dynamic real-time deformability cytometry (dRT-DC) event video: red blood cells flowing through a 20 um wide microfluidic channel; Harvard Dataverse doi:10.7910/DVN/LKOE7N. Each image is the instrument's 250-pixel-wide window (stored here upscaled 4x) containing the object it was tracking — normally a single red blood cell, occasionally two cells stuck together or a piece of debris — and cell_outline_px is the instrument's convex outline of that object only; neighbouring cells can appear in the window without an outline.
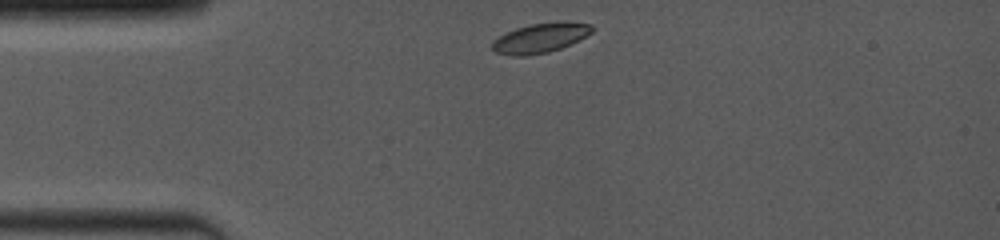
{"species": "common noctule bat (a hibernating species)", "species_latin": "Nyctalus noctula", "temperature_condition": "room temperature", "stored_images_in_passage": 26, "camera_frame_rate_fps": 4000, "um_per_image_px": 0.085, "animal": {"sex": "female", "body_mass_g": 19.0, "forearm_length_mm": 53.3}, "frame": {"image": 1, "passage_image": 1, "time_ms": 0.0, "image_size_px": [1000, 240], "cell_outline_px": [[596, 28], [588, 36], [580, 40], [560, 48], [548, 52], [520, 56], [512, 56], [496, 52], [492, 48], [492, 40], [516, 28], [532, 24], [560, 20], [564, 20], [592, 24]], "centroid_in_image_um": [46.01, 3.2], "position_along_channel_um": 39.0, "area_um2": 17.46}}
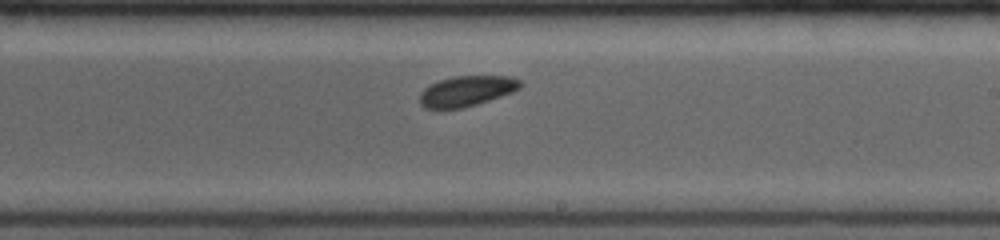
{"frame": {"image": 2, "passage_image": 15, "time_ms": 6.0, "image_size_px": [1000, 240], "cell_outline_px": [[524, 84], [520, 88], [512, 92], [464, 108], [424, 108], [420, 104], [420, 92], [424, 88], [440, 80], [452, 76], [512, 76], [520, 80]], "centroid_in_image_um": [39.68, 7.72], "position_along_channel_um": 249.3, "area_um2": 17.74}}
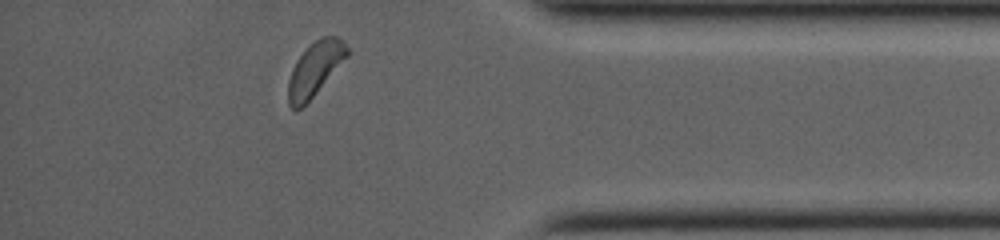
{"frame": {"image": 3, "passage_image": 25, "time_ms": 10.25, "image_size_px": [1000, 240], "cell_outline_px": [[348, 56], [316, 92], [300, 108], [292, 108], [288, 104], [288, 80], [292, 68], [296, 60], [316, 40], [324, 36], [336, 36], [348, 48]], "centroid_in_image_um": [26.75, 5.86], "position_along_channel_um": 408.4, "area_um2": 17.8}, "authors_computed_cell_mechanics": {"area_um2": 18.0047, "velocity_mm_per_s": 4.0209, "shape_relaxation_time_tau1_ms": 3.21, "shape_relaxation_time_tau2_ms": 3.7319, "deformation_change_tau1": 0.0563, "deformation_change_tau2": 0.0724}}